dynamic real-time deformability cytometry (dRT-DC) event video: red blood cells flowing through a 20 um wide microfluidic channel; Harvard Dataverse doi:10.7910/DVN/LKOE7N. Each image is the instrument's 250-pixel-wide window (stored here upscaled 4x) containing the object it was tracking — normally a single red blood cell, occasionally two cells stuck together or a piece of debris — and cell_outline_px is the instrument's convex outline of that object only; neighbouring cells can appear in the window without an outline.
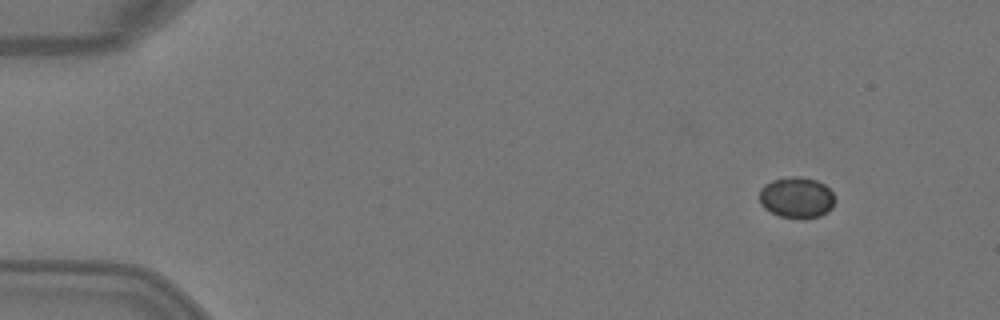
{"species": "Egyptian fruit bat (a non-hibernating species)", "species_latin": "Rousettus aegyptiacus", "temperature_condition": "warm", "stored_images_in_passage": 7, "camera_frame_rate_fps": 3000, "um_per_image_px": 0.085, "animal": {"sex": "female"}, "frame": {"image": 1, "passage_image": 1, "time_ms": 0.0, "image_size_px": [1000, 320], "cell_outline_px": [[836, 200], [832, 208], [828, 212], [820, 216], [804, 220], [800, 220], [780, 216], [764, 208], [760, 204], [760, 188], [764, 184], [772, 180], [792, 176], [800, 176], [816, 180], [824, 184], [832, 192]], "centroid_in_image_um": [67.73, 16.81], "position_along_channel_um": 17.3, "area_um2": 18.44}}
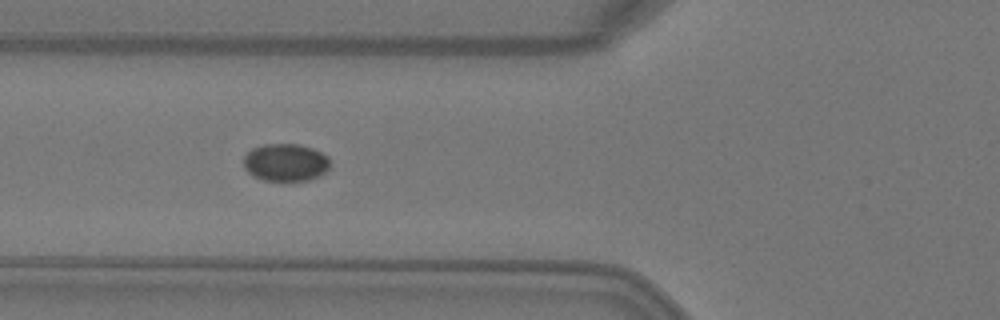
{"frame": {"image": 2, "passage_image": 5, "time_ms": 1.333, "image_size_px": [1000, 320], "cell_outline_px": [[328, 168], [320, 176], [308, 180], [264, 180], [252, 176], [244, 168], [244, 156], [252, 148], [260, 144], [300, 144], [312, 148], [328, 156]], "centroid_in_image_um": [24.24, 13.79], "position_along_channel_um": 101.6, "area_um2": 18.9}}
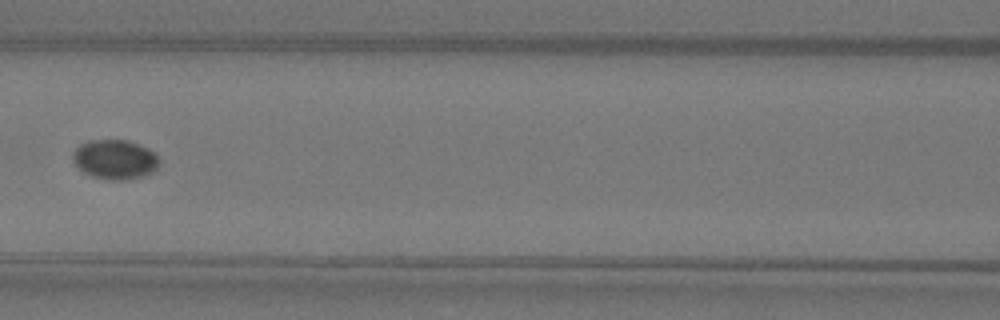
{"frame": {"image": 3, "passage_image": 6, "time_ms": 1.667, "image_size_px": [1000, 320], "cell_outline_px": [[160, 160], [156, 168], [152, 172], [144, 176], [128, 180], [108, 180], [92, 176], [84, 172], [72, 160], [72, 152], [80, 144], [88, 140], [128, 140], [140, 144], [156, 152]], "centroid_in_image_um": [9.79, 13.55], "position_along_channel_um": 156.8, "area_um2": 20.17}}